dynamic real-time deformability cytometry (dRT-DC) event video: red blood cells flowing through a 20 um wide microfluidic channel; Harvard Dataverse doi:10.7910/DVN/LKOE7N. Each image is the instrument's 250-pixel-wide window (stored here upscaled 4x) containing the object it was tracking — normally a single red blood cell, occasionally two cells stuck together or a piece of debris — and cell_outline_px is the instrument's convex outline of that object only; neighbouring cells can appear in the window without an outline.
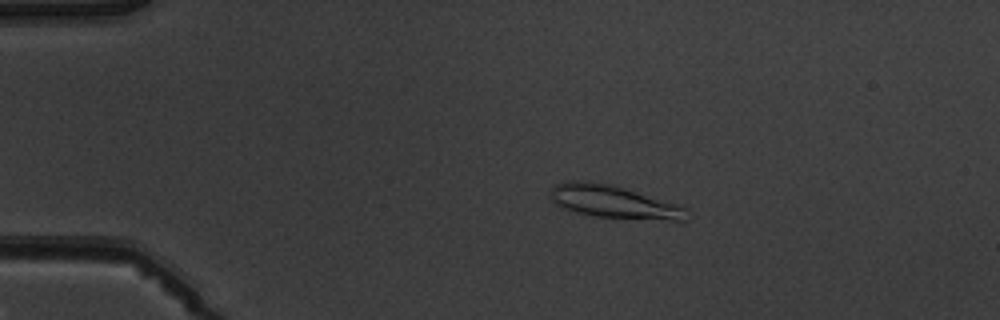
{"species": "common noctule bat (a hibernating species)", "species_latin": "Nyctalus noctula", "temperature_condition": "warm", "stored_images_in_passage": 6, "camera_frame_rate_fps": 3000, "um_per_image_px": 0.085, "animal": {"sex": "male", "body_mass_g": 19.5, "forearm_length_mm": 54.6}, "frame": {"image": 1, "passage_image": 3, "time_ms": 2.333, "image_size_px": [1000, 320], "cell_outline_px": [[688, 208], [684, 220], [672, 220], [592, 216], [560, 208], [548, 196], [552, 184], [564, 180], [584, 180], [612, 184], [676, 204]], "centroid_in_image_um": [52.03, 17.12], "position_along_channel_um": 33.0, "area_um2": 26.13}}